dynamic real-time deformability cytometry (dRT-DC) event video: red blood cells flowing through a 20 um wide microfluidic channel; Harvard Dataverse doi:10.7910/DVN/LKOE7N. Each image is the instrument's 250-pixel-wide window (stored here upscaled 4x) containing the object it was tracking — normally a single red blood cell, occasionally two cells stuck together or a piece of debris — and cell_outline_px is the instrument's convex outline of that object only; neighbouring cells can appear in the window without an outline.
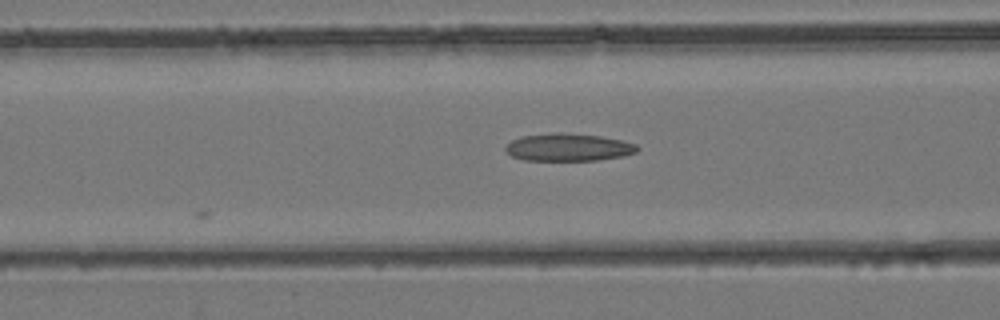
{"species": "common noctule bat (a hibernating species)", "species_latin": "Nyctalus noctula", "temperature_condition": "room temperature", "stored_images_in_passage": 4, "camera_frame_rate_fps": 3000, "um_per_image_px": 0.085, "animal": {"sex": "female", "body_mass_g": 24.6, "forearm_length_mm": 56.2}, "frame": {"image": 1, "passage_image": 4, "time_ms": 1.0, "image_size_px": [1000, 320], "cell_outline_px": [[640, 148], [636, 152], [620, 156], [596, 160], [524, 160], [512, 156], [504, 148], [512, 140], [520, 136], [552, 132], [560, 132], [600, 136], [624, 140], [636, 144]], "centroid_in_image_um": [48.31, 12.5], "position_along_channel_um": 118.3, "area_um2": 21.15}}